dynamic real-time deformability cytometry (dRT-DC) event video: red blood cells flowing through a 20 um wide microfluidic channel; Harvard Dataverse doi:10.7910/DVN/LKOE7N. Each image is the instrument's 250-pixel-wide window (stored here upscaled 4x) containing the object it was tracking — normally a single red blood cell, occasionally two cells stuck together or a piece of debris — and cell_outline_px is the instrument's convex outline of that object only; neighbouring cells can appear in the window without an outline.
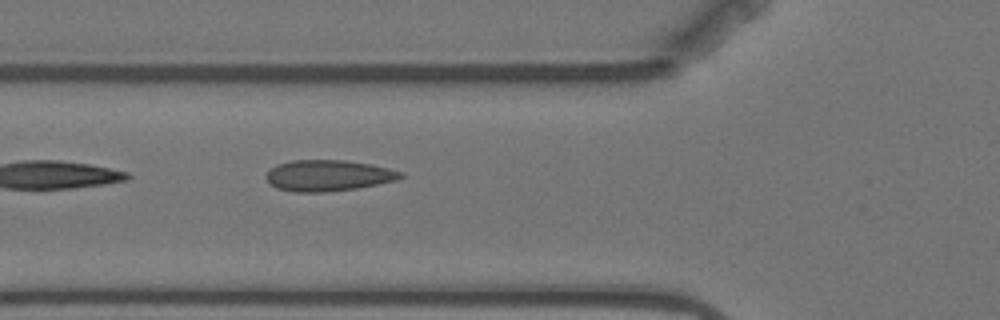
{"species": "Egyptian fruit bat (a non-hibernating species)", "species_latin": "Rousettus aegyptiacus", "temperature_condition": "warm", "stored_images_in_passage": 5, "camera_frame_rate_fps": 3000, "um_per_image_px": 0.085, "animal": {"sex": "female"}, "frame": {"image": 1, "passage_image": 5, "time_ms": 5.0, "image_size_px": [1000, 320], "cell_outline_px": [[404, 176], [396, 180], [356, 188], [328, 192], [292, 192], [276, 188], [268, 180], [268, 172], [276, 164], [292, 160], [344, 160], [372, 164], [404, 172]], "centroid_in_image_um": [27.92, 14.92], "position_along_channel_um": 97.9, "area_um2": 24.28}}